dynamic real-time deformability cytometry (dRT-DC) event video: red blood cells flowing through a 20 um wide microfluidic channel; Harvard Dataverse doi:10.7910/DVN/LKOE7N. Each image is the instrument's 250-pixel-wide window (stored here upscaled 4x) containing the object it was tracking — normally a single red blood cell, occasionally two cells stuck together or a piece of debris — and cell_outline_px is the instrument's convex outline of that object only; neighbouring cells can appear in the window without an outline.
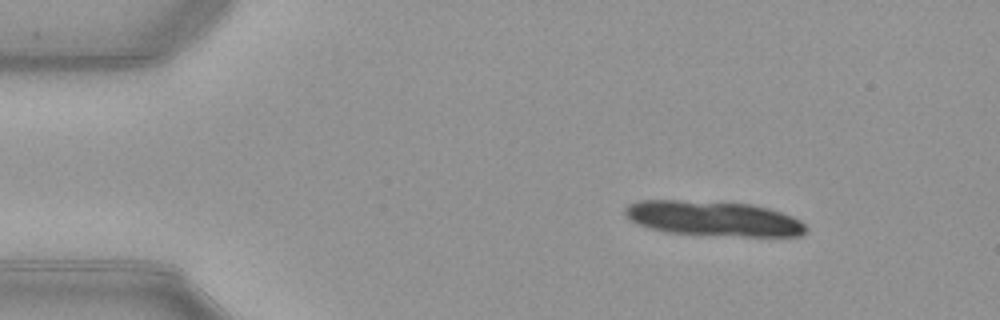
{"species": "common noctule bat (a hibernating species)", "species_latin": "Nyctalus noctula", "temperature_condition": "warm", "stored_images_in_passage": 15, "camera_frame_rate_fps": 3000, "um_per_image_px": 0.085, "animal": {"sex": "female", "body_mass_g": 21.9}, "frame": {"image": 1, "passage_image": 7, "time_ms": 2.0, "image_size_px": [1000, 320], "cell_outline_px": [[808, 228], [800, 236], [744, 236], [664, 232], [648, 228], [636, 224], [624, 216], [624, 208], [628, 204], [640, 200], [680, 200], [752, 204], [768, 208], [792, 216], [800, 220]], "centroid_in_image_um": [60.58, 18.57], "position_along_channel_um": 24.4, "area_um2": 36.93}}